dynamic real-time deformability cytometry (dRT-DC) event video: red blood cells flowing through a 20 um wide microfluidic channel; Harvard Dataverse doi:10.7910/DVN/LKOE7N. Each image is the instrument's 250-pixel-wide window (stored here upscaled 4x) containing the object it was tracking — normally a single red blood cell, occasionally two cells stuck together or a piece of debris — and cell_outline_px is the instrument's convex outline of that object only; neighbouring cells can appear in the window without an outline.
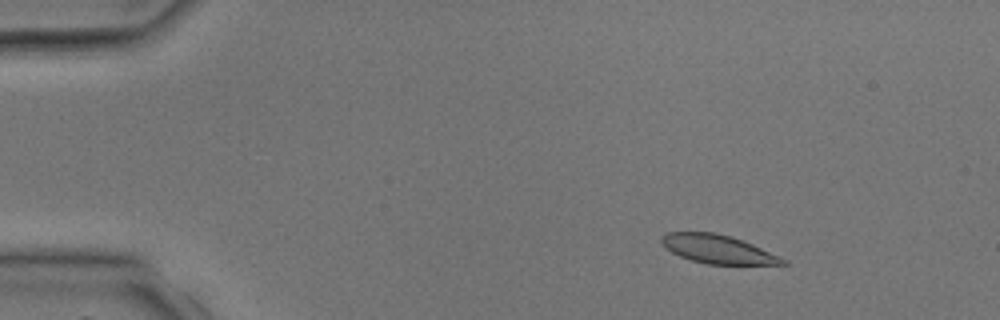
{"species": "common noctule bat (a hibernating species)", "species_latin": "Nyctalus noctula", "temperature_condition": "room temperature", "stored_images_in_passage": 3, "camera_frame_rate_fps": 3000, "um_per_image_px": 0.085, "animal": {"sex": "male", "body_mass_g": 17.9, "forearm_length_mm": 54.2}, "frame": {"image": 1, "passage_image": 1, "time_ms": 0.0, "image_size_px": [1000, 320], "cell_outline_px": [[788, 264], [708, 264], [692, 260], [680, 256], [672, 252], [660, 240], [660, 236], [668, 232], [712, 232], [744, 240], [780, 256], [788, 260]], "centroid_in_image_um": [61.04, 21.17], "position_along_channel_um": 24.0, "area_um2": 20.0}}
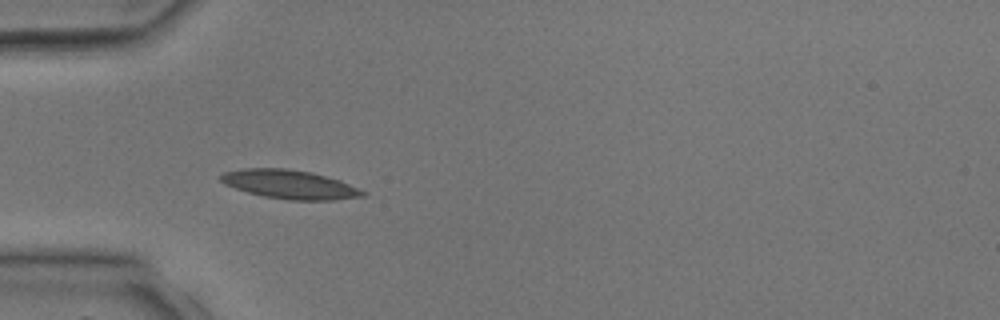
{"frame": {"image": 2, "passage_image": 3, "time_ms": 2.333, "image_size_px": [1000, 320], "cell_outline_px": [[368, 192], [364, 196], [332, 200], [292, 200], [264, 196], [248, 192], [224, 184], [220, 180], [220, 176], [224, 172], [244, 168], [288, 168], [312, 172], [340, 180]], "centroid_in_image_um": [24.65, 15.66], "position_along_channel_um": 60.4, "area_um2": 23.81}}